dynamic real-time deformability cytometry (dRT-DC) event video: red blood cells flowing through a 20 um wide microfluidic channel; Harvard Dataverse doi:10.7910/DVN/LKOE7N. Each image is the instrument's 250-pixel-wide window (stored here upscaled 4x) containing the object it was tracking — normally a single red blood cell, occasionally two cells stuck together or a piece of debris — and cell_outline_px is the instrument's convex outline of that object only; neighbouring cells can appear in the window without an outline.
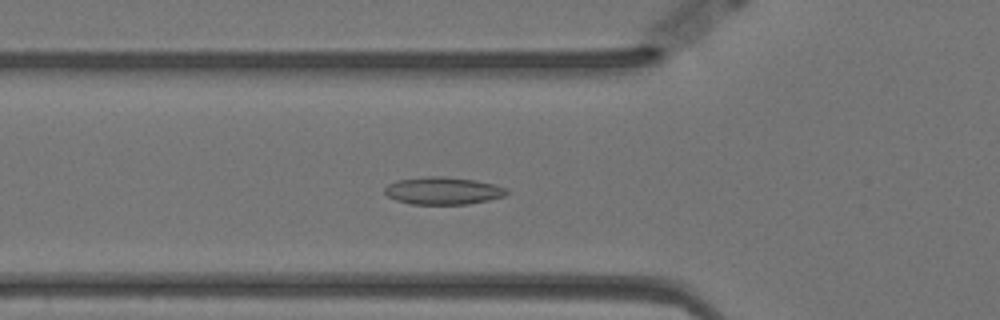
{"species": "Egyptian fruit bat (a non-hibernating species)", "species_latin": "Rousettus aegyptiacus", "temperature_condition": "warm", "stored_images_in_passage": 52, "camera_frame_rate_fps": 3000, "um_per_image_px": 0.085, "animal": {"sex": "female"}, "frame": {"image": 1, "passage_image": 14, "time_ms": 4.333, "image_size_px": [1000, 320], "cell_outline_px": [[512, 192], [504, 196], [488, 200], [468, 204], [412, 204], [396, 200], [388, 196], [384, 192], [384, 188], [388, 184], [396, 180], [424, 176], [444, 176], [476, 180], [508, 188]], "centroid_in_image_um": [37.67, 16.2], "position_along_channel_um": 88.1, "area_um2": 19.71}}
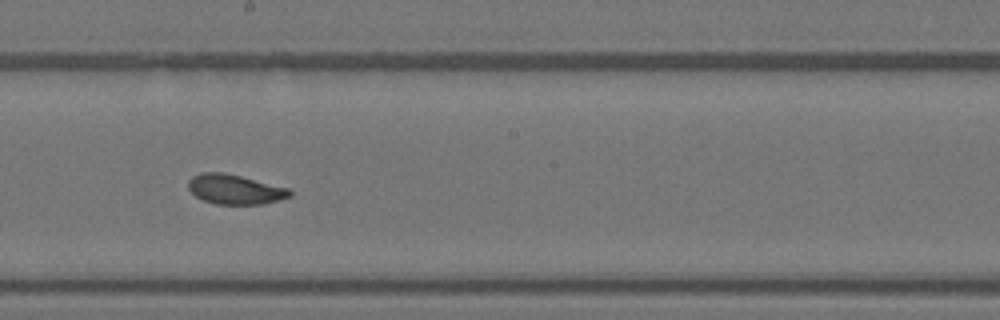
{"frame": {"image": 2, "passage_image": 26, "time_ms": 8.333, "image_size_px": [1000, 320], "cell_outline_px": [[292, 196], [264, 204], [216, 204], [204, 200], [196, 196], [188, 188], [188, 180], [192, 176], [200, 172], [224, 172], [288, 188], [292, 192]], "centroid_in_image_um": [19.95, 16.09], "position_along_channel_um": 228.2, "area_um2": 17.51}}
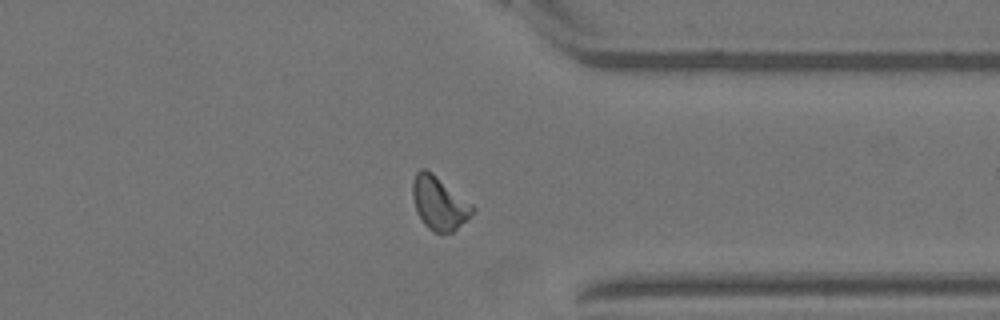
{"frame": {"image": 3, "passage_image": 39, "time_ms": 12.667, "image_size_px": [1000, 320], "cell_outline_px": [[476, 208], [452, 232], [432, 232], [424, 224], [416, 208], [412, 196], [412, 180], [416, 172], [420, 168], [424, 168], [432, 172], [472, 204]], "centroid_in_image_um": [37.29, 17.22], "position_along_channel_um": 374.1, "area_um2": 18.21}, "authors_computed_cell_mechanics": {"area_um2": 17.8313, "velocity_mm_per_s": 3.4786, "shape_relaxation_time_tau1_ms": null, "shape_relaxation_time_tau2_ms": 1.9001, "deformation_change_tau1": null, "deformation_change_tau2": 0.0673}}